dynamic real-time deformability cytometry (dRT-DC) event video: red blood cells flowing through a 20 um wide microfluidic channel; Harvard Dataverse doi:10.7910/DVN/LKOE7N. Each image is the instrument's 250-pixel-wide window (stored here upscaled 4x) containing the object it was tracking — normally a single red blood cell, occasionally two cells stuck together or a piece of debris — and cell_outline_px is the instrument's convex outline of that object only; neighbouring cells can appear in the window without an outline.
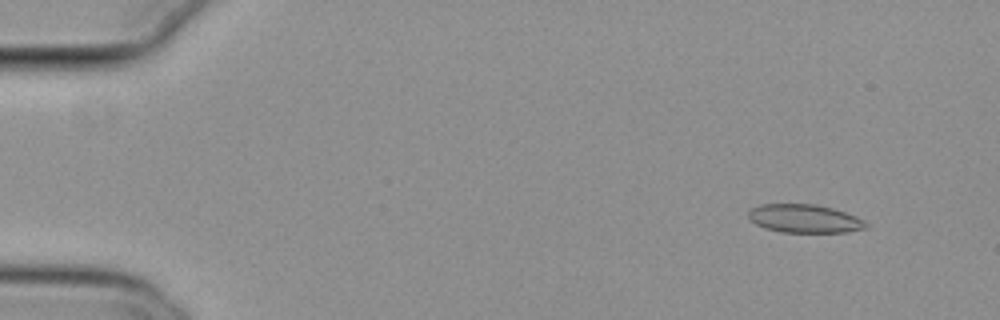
{"species": "common noctule bat (a hibernating species)", "species_latin": "Nyctalus noctula", "temperature_condition": "cold", "stored_images_in_passage": 17, "camera_frame_rate_fps": 3000, "um_per_image_px": 0.085, "animal": {"sex": "female", "body_mass_g": 29.2, "forearm_length_mm": 56.3}, "frame": {"image": 1, "passage_image": 5, "time_ms": 1.333, "image_size_px": [1000, 320], "cell_outline_px": [[868, 228], [848, 232], [780, 232], [764, 228], [756, 224], [748, 216], [748, 212], [752, 208], [760, 204], [816, 204], [832, 208], [856, 216], [864, 220], [868, 224]], "centroid_in_image_um": [68.4, 18.58], "position_along_channel_um": 16.6, "area_um2": 19.48}}
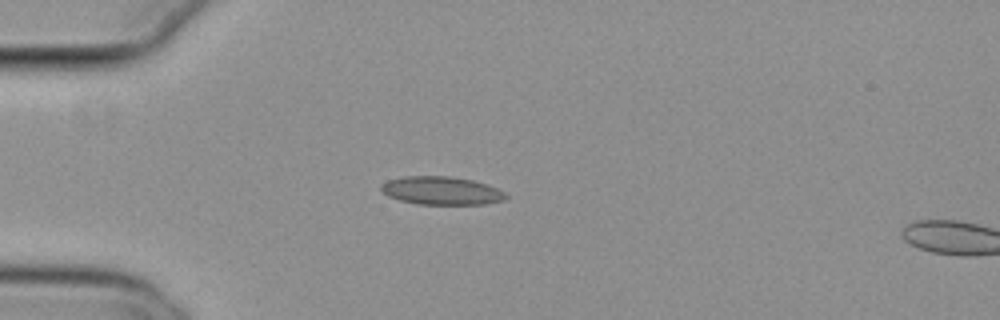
{"frame": {"image": 2, "passage_image": 15, "time_ms": 4.667, "image_size_px": [1000, 320], "cell_outline_px": [[508, 196], [504, 200], [488, 204], [416, 204], [400, 200], [388, 196], [380, 188], [380, 184], [388, 180], [404, 176], [448, 176], [472, 180], [488, 184], [504, 192]], "centroid_in_image_um": [37.53, 16.2], "position_along_channel_um": 47.5, "area_um2": 20.52}}